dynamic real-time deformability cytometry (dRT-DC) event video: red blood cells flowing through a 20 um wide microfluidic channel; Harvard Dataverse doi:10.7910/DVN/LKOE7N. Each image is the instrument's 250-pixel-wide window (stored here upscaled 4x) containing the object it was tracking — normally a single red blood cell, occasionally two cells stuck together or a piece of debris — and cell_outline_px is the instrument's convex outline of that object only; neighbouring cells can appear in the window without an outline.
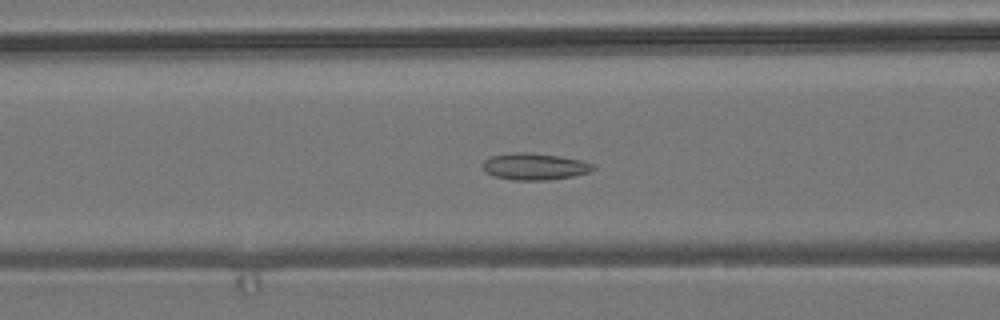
{"species": "common noctule bat (a hibernating species)", "species_latin": "Nyctalus noctula", "temperature_condition": "room temperature", "stored_images_in_passage": 56, "camera_frame_rate_fps": 3000, "um_per_image_px": 0.085, "animal": {"sex": "male", "body_mass_g": 19.2, "forearm_length_mm": 51.8}, "frame": {"image": 1, "passage_image": 23, "time_ms": 7.333, "image_size_px": [1000, 320], "cell_outline_px": [[596, 168], [588, 172], [572, 176], [548, 180], [512, 180], [492, 176], [484, 172], [480, 168], [480, 164], [488, 156], [512, 152], [528, 152], [560, 156], [580, 160], [596, 164]], "centroid_in_image_um": [45.36, 14.15], "position_along_channel_um": 121.2, "area_um2": 17.63}}
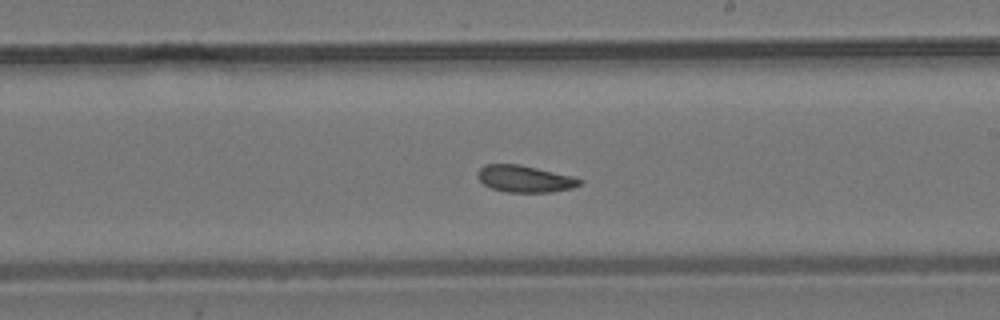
{"frame": {"image": 2, "passage_image": 33, "time_ms": 10.667, "image_size_px": [1000, 320], "cell_outline_px": [[584, 180], [580, 184], [572, 188], [552, 192], [508, 192], [492, 188], [484, 184], [476, 176], [476, 172], [484, 164], [520, 164], [572, 176]], "centroid_in_image_um": [44.59, 15.19], "position_along_channel_um": 244.4, "area_um2": 15.95}}
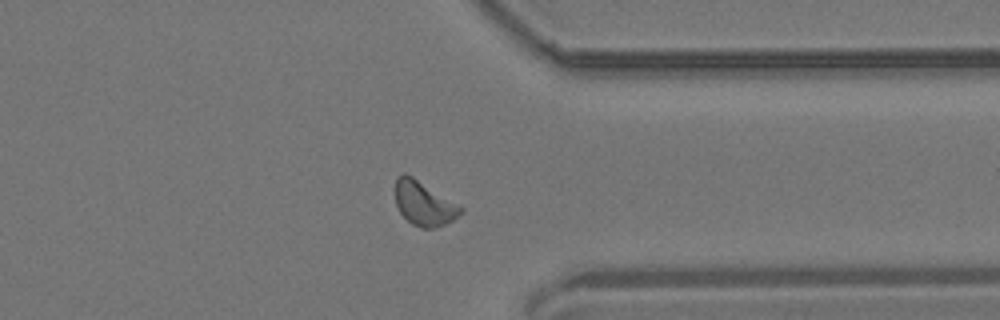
{"frame": {"image": 3, "passage_image": 44, "time_ms": 14.333, "image_size_px": [1000, 320], "cell_outline_px": [[464, 212], [452, 220], [444, 224], [432, 228], [420, 228], [412, 224], [400, 212], [396, 204], [396, 180], [404, 172], [412, 176], [464, 208]], "centroid_in_image_um": [36.04, 17.31], "position_along_channel_um": 375.4, "area_um2": 16.53}, "authors_computed_cell_mechanics": {"area_um2": 16.5308, "velocity_mm_per_s": 3.7036, "shape_relaxation_time_tau1_ms": null, "shape_relaxation_time_tau2_ms": 2.6211, "deformation_change_tau1": null, "deformation_change_tau2": 0.0848}}